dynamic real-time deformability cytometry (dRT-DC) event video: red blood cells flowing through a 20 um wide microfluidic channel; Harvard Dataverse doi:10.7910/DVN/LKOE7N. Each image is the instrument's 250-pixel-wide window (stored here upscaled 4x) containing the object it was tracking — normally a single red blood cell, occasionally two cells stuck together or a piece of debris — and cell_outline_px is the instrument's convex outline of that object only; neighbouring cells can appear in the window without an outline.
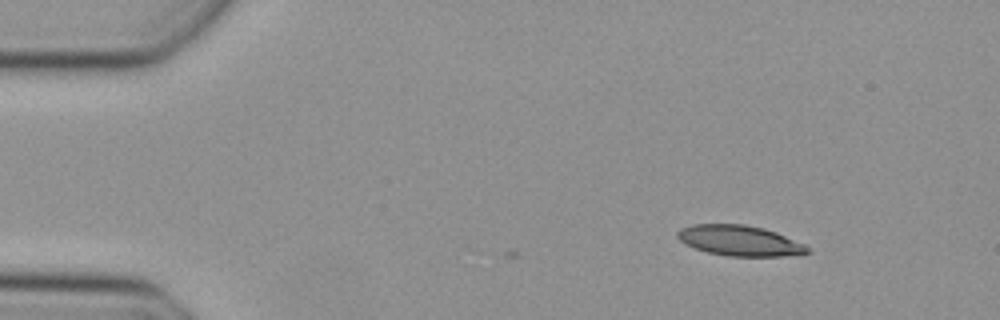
{"species": "Egyptian fruit bat (a non-hibernating species)", "species_latin": "Rousettus aegyptiacus", "temperature_condition": "cold", "stored_images_in_passage": 5, "camera_frame_rate_fps": 3000, "um_per_image_px": 0.085, "animal": {"sex": "female"}, "frame": {"image": 1, "passage_image": 1, "time_ms": 0.0, "image_size_px": [1000, 320], "cell_outline_px": [[812, 252], [800, 256], [728, 256], [708, 252], [696, 248], [680, 240], [676, 236], [676, 232], [680, 228], [696, 224], [744, 224], [764, 228], [776, 232], [804, 244]], "centroid_in_image_um": [62.93, 20.46], "position_along_channel_um": 22.1, "area_um2": 23.12}}